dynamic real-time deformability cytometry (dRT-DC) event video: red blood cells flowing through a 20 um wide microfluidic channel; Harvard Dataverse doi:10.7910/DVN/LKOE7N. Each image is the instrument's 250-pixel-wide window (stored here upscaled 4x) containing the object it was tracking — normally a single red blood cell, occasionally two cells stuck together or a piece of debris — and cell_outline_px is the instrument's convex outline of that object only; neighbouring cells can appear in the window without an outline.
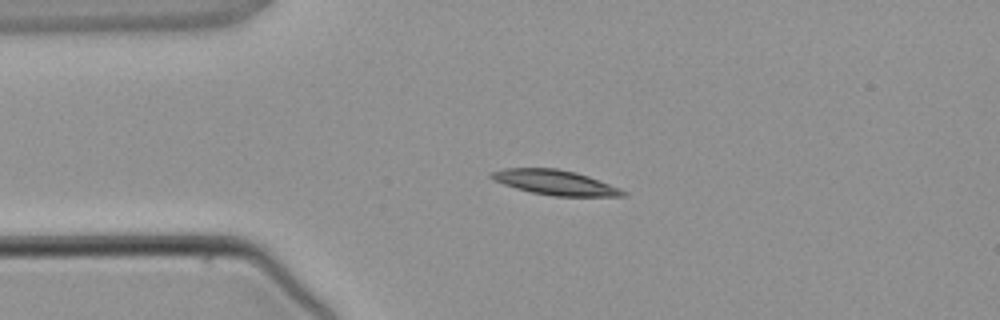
{"species": "common noctule bat (a hibernating species)", "species_latin": "Nyctalus noctula", "temperature_condition": "warm", "stored_images_in_passage": 4, "segment_of_instrument_passage": [2, 2], "camera_frame_rate_fps": 3000, "um_per_image_px": 0.085, "animal": {"sex": "male", "body_mass_g": 21.5, "forearm_length_mm": 52.0}, "frame": {"image": 1, "passage_image": 4, "time_ms": 6.667, "image_size_px": [1000, 320], "cell_outline_px": [[628, 196], [552, 196], [532, 192], [516, 188], [492, 180], [488, 176], [488, 172], [504, 168], [556, 168], [576, 172], [588, 176], [620, 188], [628, 192]], "centroid_in_image_um": [47.16, 15.5], "position_along_channel_um": 37.8, "area_um2": 19.19}}